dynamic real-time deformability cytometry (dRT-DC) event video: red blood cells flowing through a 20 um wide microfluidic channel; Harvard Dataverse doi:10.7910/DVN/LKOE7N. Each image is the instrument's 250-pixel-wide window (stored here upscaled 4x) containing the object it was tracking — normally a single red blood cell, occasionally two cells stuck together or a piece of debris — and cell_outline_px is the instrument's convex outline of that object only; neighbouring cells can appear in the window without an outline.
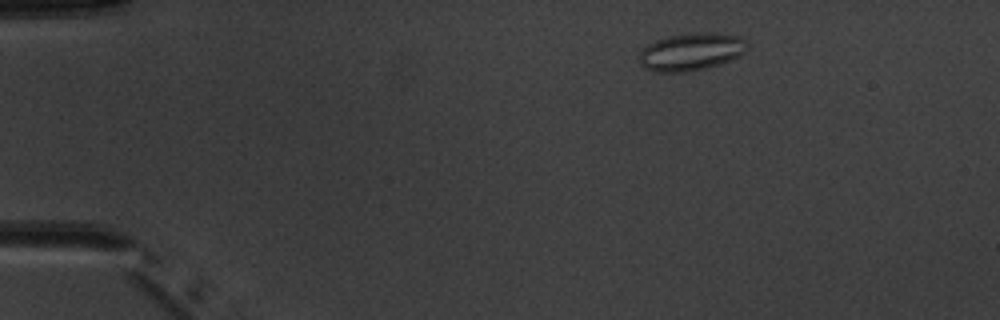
{"species": "common noctule bat (a hibernating species)", "species_latin": "Nyctalus noctula", "temperature_condition": "warm", "stored_images_in_passage": 4, "camera_frame_rate_fps": 3000, "um_per_image_px": 0.085, "animal": {"sex": "male", "body_mass_g": 20.1, "forearm_length_mm": 53.5}, "frame": {"image": 1, "passage_image": 2, "time_ms": 2.0, "image_size_px": [1000, 320], "cell_outline_px": [[748, 48], [744, 52], [720, 64], [708, 68], [684, 72], [656, 72], [644, 68], [640, 60], [640, 48], [656, 40], [668, 36], [700, 32], [708, 32], [740, 36], [748, 40]], "centroid_in_image_um": [58.75, 4.39], "position_along_channel_um": 26.3, "area_um2": 23.7}}